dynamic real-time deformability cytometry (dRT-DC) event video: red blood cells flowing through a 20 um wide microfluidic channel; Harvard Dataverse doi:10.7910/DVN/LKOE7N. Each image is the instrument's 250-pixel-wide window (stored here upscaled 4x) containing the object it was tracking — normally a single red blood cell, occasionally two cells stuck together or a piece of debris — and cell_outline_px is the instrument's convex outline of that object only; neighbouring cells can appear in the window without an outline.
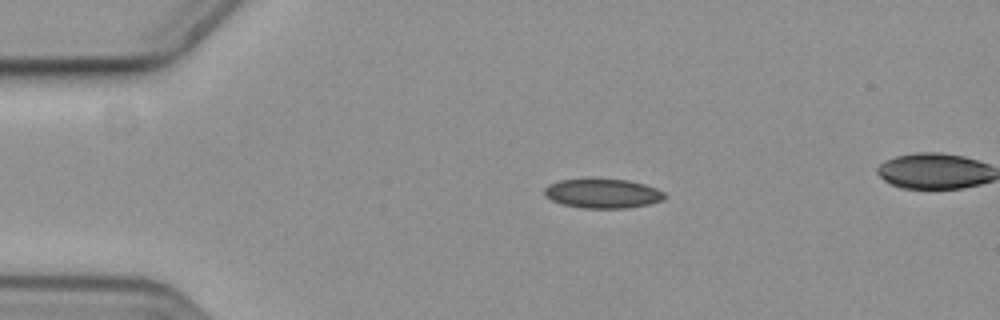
{"species": "common noctule bat (a hibernating species)", "species_latin": "Nyctalus noctula", "temperature_condition": "cold", "stored_images_in_passage": 42, "camera_frame_rate_fps": 3000, "um_per_image_px": 0.085, "animal": {"sex": "female", "body_mass_g": 19.3, "forearm_length_mm": 54.1}, "frame": {"image": 1, "passage_image": 1, "time_ms": 0.0, "image_size_px": [1000, 320], "cell_outline_px": [[664, 200], [648, 204], [628, 208], [580, 208], [560, 204], [544, 196], [544, 188], [548, 184], [560, 180], [592, 176], [628, 180], [644, 184], [656, 188], [664, 192]], "centroid_in_image_um": [51.17, 16.41], "position_along_channel_um": 33.8, "area_um2": 21.39}}
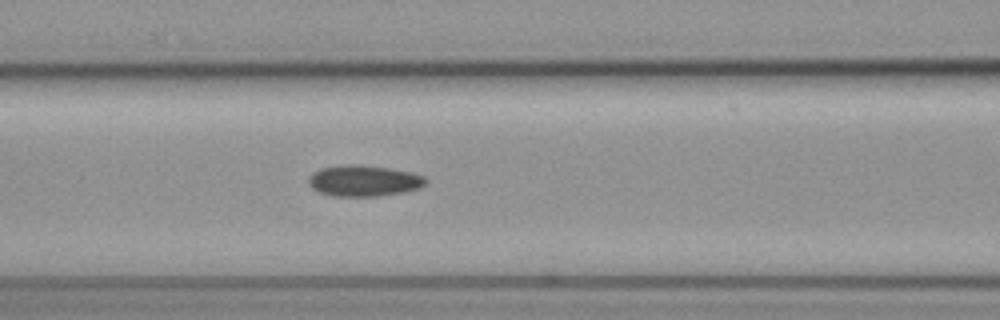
{"frame": {"image": 2, "passage_image": 13, "time_ms": 4.0, "image_size_px": [1000, 320], "cell_outline_px": [[428, 180], [420, 188], [404, 192], [376, 196], [332, 196], [320, 192], [312, 188], [308, 184], [308, 176], [312, 172], [320, 168], [344, 164], [360, 164], [388, 168], [408, 172], [424, 176]], "centroid_in_image_um": [30.88, 15.36], "position_along_channel_um": 135.7, "area_um2": 21.33}}
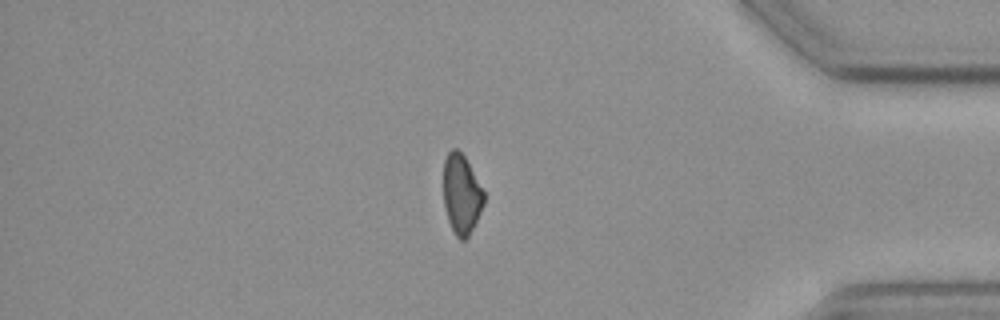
{"frame": {"image": 3, "passage_image": 37, "time_ms": 12.0, "image_size_px": [1000, 320], "cell_outline_px": [[484, 204], [468, 236], [464, 240], [460, 240], [456, 236], [448, 220], [444, 204], [444, 160], [448, 152], [452, 148], [456, 148], [464, 156], [484, 192]], "centroid_in_image_um": [39.21, 16.5], "position_along_channel_um": 396.0, "area_um2": 18.38}, "authors_computed_cell_mechanics": {"area_um2": 20.519, "velocity_mm_per_s": 3.6649, "shape_relaxation_time_tau1_ms": null, "shape_relaxation_time_tau2_ms": 10.1117, "deformation_change_tau1": null, "deformation_change_tau2": 0.1635}}